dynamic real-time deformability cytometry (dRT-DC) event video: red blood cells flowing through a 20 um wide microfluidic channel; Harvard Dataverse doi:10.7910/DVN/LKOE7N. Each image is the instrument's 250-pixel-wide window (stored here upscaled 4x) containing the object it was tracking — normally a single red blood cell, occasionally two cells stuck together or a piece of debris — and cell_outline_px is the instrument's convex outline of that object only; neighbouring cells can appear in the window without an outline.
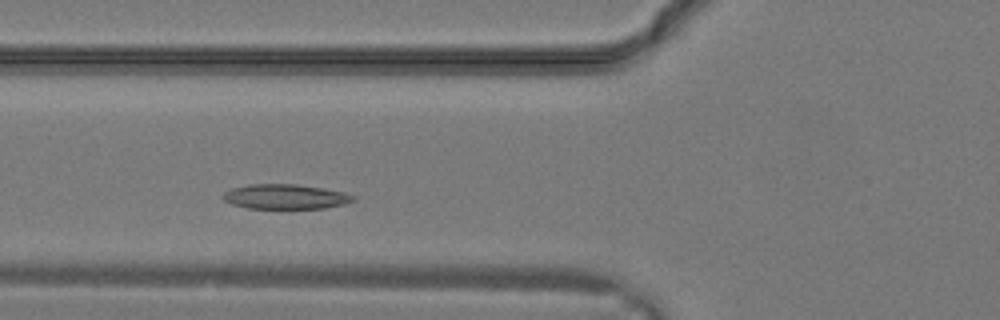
{"species": "common noctule bat (a hibernating species)", "species_latin": "Nyctalus noctula", "temperature_condition": "warm", "stored_images_in_passage": 25, "camera_frame_rate_fps": 3000, "um_per_image_px": 0.085, "animal": {"sex": "male", "body_mass_g": 19.2, "forearm_length_mm": 51.8}, "frame": {"image": 1, "passage_image": 6, "time_ms": 1.667, "image_size_px": [1000, 320], "cell_outline_px": [[356, 200], [344, 204], [324, 208], [248, 208], [232, 204], [224, 200], [220, 196], [224, 192], [232, 188], [248, 184], [296, 184], [324, 188], [344, 192], [356, 196]], "centroid_in_image_um": [24.26, 16.71], "position_along_channel_um": 101.5, "area_um2": 18.9}}
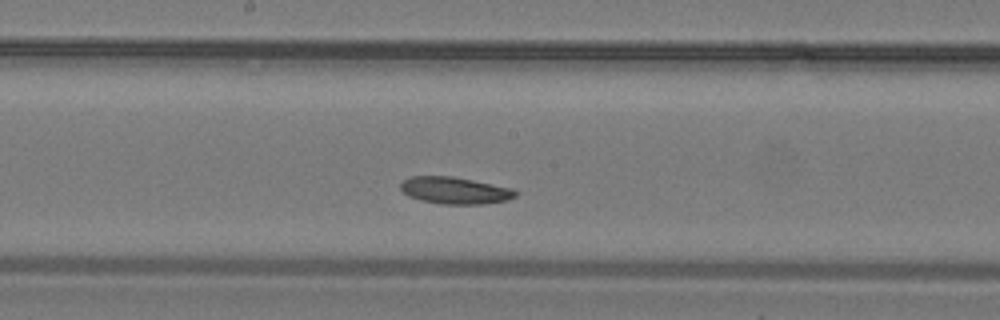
{"frame": {"image": 2, "passage_image": 11, "time_ms": 3.333, "image_size_px": [1000, 320], "cell_outline_px": [[520, 192], [516, 196], [508, 200], [484, 204], [440, 204], [420, 200], [408, 196], [400, 188], [400, 184], [404, 180], [412, 176], [452, 176], [512, 188]], "centroid_in_image_um": [38.69, 16.19], "position_along_channel_um": 209.5, "area_um2": 18.09}}
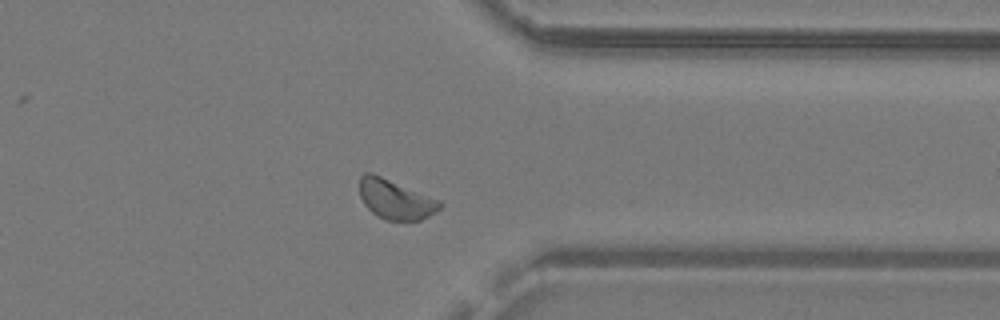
{"frame": {"image": 3, "passage_image": 19, "time_ms": 6.0, "image_size_px": [1000, 320], "cell_outline_px": [[444, 204], [440, 208], [428, 216], [420, 220], [384, 220], [376, 216], [364, 204], [360, 196], [360, 176], [364, 172], [372, 172], [440, 200]], "centroid_in_image_um": [33.6, 16.94], "position_along_channel_um": 377.8, "area_um2": 18.55}}